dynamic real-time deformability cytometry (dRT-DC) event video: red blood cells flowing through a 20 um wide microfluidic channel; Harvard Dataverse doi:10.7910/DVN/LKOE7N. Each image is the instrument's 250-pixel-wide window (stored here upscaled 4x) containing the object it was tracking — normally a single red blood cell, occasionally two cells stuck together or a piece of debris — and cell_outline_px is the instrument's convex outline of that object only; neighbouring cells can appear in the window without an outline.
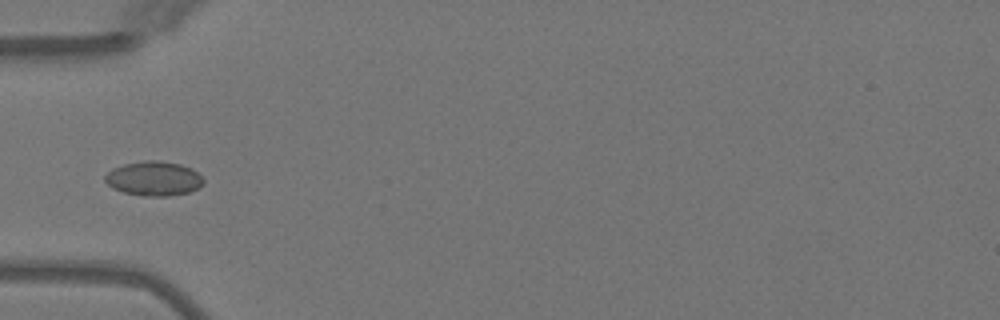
{"species": "Egyptian fruit bat (a non-hibernating species)", "species_latin": "Rousettus aegyptiacus", "temperature_condition": "warm", "stored_images_in_passage": 5, "camera_frame_rate_fps": 3000, "um_per_image_px": 0.085, "animal": {"sex": "female"}, "frame": {"image": 1, "passage_image": 5, "time_ms": 5.667, "image_size_px": [1000, 320], "cell_outline_px": [[204, 184], [188, 192], [168, 196], [144, 196], [124, 192], [112, 188], [104, 180], [104, 176], [112, 168], [124, 164], [144, 160], [160, 160], [180, 164], [192, 168], [204, 180]], "centroid_in_image_um": [13.05, 15.16], "position_along_channel_um": 71.9, "area_um2": 19.77}}